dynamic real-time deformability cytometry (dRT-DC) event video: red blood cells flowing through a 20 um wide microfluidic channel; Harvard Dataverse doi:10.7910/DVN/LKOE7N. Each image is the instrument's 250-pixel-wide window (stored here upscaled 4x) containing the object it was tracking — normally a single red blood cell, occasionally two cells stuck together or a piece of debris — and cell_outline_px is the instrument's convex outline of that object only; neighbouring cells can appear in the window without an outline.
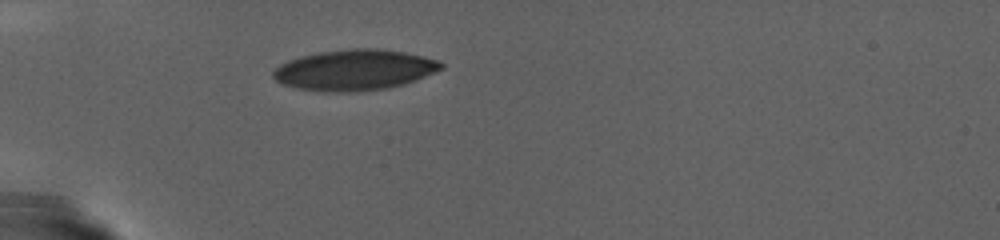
{"species": "human", "species_latin": "Homo sapiens", "temperature_condition": "warm", "stored_images_in_passage": 51, "camera_frame_rate_fps": 3000, "um_per_image_px": 0.085, "donor": {"sex": "female"}, "frame": {"image": 1, "passage_image": 1, "time_ms": 0.0, "image_size_px": [1000, 240], "cell_outline_px": [[444, 68], [404, 84], [388, 88], [352, 92], [324, 92], [296, 88], [280, 84], [272, 76], [272, 72], [280, 64], [288, 60], [300, 56], [320, 52], [352, 48], [376, 48], [404, 52], [440, 60], [444, 64]], "centroid_in_image_um": [30.11, 5.95], "position_along_channel_um": 54.9, "area_um2": 40.0}}
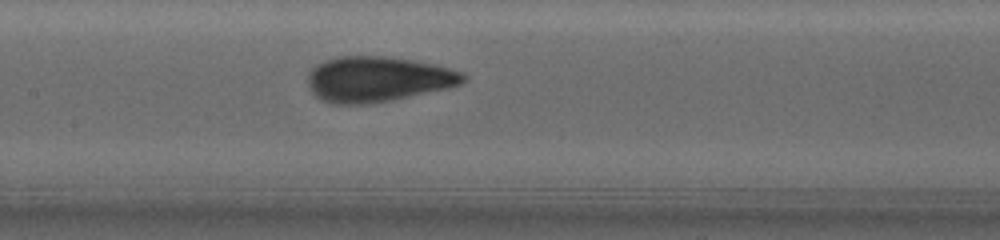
{"frame": {"image": 2, "passage_image": 20, "time_ms": 6.333, "image_size_px": [1000, 240], "cell_outline_px": [[468, 80], [460, 84], [448, 88], [392, 100], [368, 104], [336, 104], [320, 100], [312, 92], [308, 84], [308, 72], [316, 64], [324, 60], [336, 56], [384, 56], [412, 60], [432, 64], [464, 72], [468, 76]], "centroid_in_image_um": [32.1, 6.73], "position_along_channel_um": 175.3, "area_um2": 41.33}}
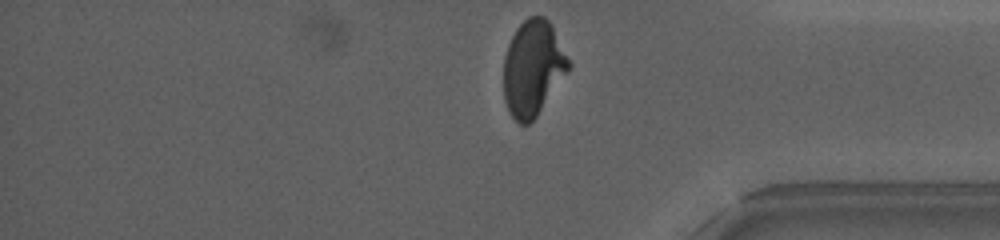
{"frame": {"image": 3, "passage_image": 51, "time_ms": 16.667, "image_size_px": [1000, 240], "cell_outline_px": [[572, 64], [536, 116], [528, 124], [520, 124], [508, 112], [504, 100], [504, 56], [508, 44], [516, 28], [528, 16], [544, 16], [548, 20]], "centroid_in_image_um": [45.27, 5.78], "position_along_channel_um": 389.9, "area_um2": 35.72}}